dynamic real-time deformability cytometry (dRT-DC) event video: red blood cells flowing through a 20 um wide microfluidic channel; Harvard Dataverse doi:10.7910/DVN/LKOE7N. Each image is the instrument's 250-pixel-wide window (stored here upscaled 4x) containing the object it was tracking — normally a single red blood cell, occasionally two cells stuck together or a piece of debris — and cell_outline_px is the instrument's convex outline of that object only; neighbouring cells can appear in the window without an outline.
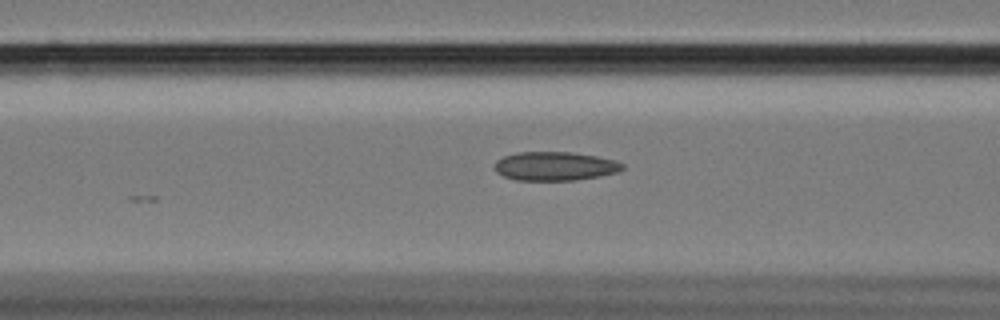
{"species": "Egyptian fruit bat (a non-hibernating species)", "species_latin": "Rousettus aegyptiacus", "temperature_condition": "cold", "stored_images_in_passage": 16, "camera_frame_rate_fps": 3000, "um_per_image_px": 0.085, "animal": {"sex": "female"}, "frame": {"image": 1, "passage_image": 8, "time_ms": 2.333, "image_size_px": [1000, 320], "cell_outline_px": [[624, 168], [616, 172], [600, 176], [576, 180], [516, 180], [504, 176], [496, 172], [496, 160], [504, 156], [520, 152], [572, 152], [596, 156], [616, 160], [624, 164]], "centroid_in_image_um": [47.19, 14.12], "position_along_channel_um": 119.4, "area_um2": 21.39}}
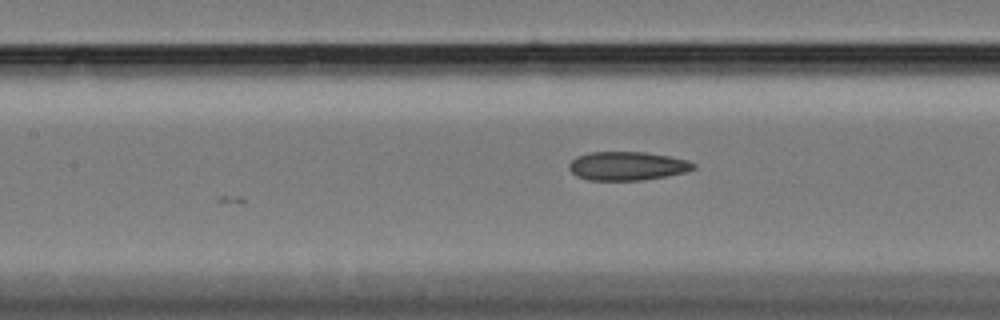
{"frame": {"image": 2, "passage_image": 11, "time_ms": 3.333, "image_size_px": [1000, 320], "cell_outline_px": [[696, 168], [684, 172], [644, 180], [588, 180], [576, 176], [568, 168], [568, 164], [576, 156], [588, 152], [644, 152], [668, 156], [688, 160], [696, 164]], "centroid_in_image_um": [53.28, 14.1], "position_along_channel_um": 154.1, "area_um2": 20.81}}
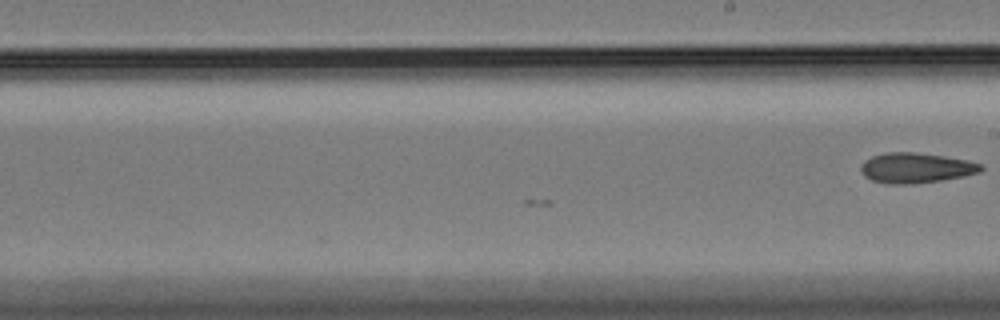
{"frame": {"image": 3, "passage_image": 16, "time_ms": 5.0, "image_size_px": [1000, 320], "cell_outline_px": [[984, 168], [980, 172], [964, 176], [940, 180], [912, 184], [888, 184], [872, 180], [864, 176], [860, 172], [860, 164], [864, 160], [872, 156], [888, 152], [916, 152], [944, 156], [968, 160], [984, 164]], "centroid_in_image_um": [77.85, 14.27], "position_along_channel_um": 211.2, "area_um2": 21.33}}